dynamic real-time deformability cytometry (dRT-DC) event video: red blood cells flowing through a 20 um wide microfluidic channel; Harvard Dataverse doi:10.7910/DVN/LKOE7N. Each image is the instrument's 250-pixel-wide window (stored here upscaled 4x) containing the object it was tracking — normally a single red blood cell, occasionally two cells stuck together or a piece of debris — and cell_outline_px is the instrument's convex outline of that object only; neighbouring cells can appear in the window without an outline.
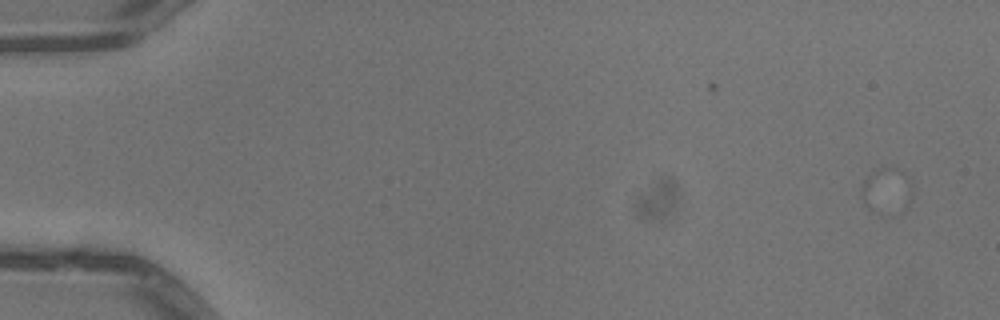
{"species": "common noctule bat (a hibernating species)", "species_latin": "Nyctalus noctula", "temperature_condition": "warm", "stored_images_in_passage": 2, "camera_frame_rate_fps": 3000, "um_per_image_px": 0.085, "animal": {"sex": "male", "body_mass_g": 13.3}, "frame": {"image": 1, "passage_image": 1, "time_ms": 0.0, "image_size_px": [1000, 320], "cell_outline_px": [[912, 196], [908, 204], [900, 212], [892, 216], [880, 216], [868, 208], [864, 204], [860, 196], [860, 188], [864, 180], [876, 168], [900, 168], [912, 180]], "centroid_in_image_um": [75.37, 16.25], "position_along_channel_um": 9.6, "area_um2": 14.39}}